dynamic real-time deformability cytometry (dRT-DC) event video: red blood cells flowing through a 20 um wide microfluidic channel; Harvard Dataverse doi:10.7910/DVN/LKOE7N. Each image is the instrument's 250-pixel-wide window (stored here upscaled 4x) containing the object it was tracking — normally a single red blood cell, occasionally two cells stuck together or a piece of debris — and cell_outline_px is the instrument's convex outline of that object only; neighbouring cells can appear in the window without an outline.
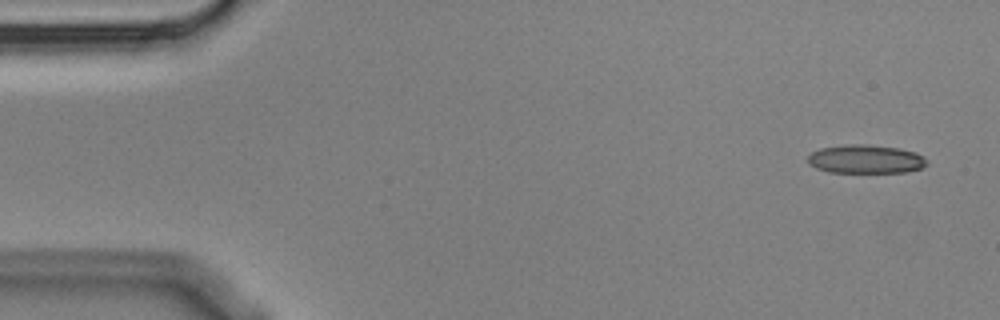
{"species": "Egyptian fruit bat (a non-hibernating species)", "species_latin": "Rousettus aegyptiacus", "temperature_condition": "cold", "stored_images_in_passage": 6, "camera_frame_rate_fps": 3000, "um_per_image_px": 0.085, "animal": {"sex": "male"}, "frame": {"image": 1, "passage_image": 1, "time_ms": 0.0, "image_size_px": [1000, 320], "cell_outline_px": [[928, 164], [920, 168], [908, 172], [828, 172], [816, 168], [808, 160], [808, 156], [812, 152], [820, 148], [844, 144], [864, 144], [900, 148], [916, 152], [924, 156], [928, 160]], "centroid_in_image_um": [73.62, 13.52], "position_along_channel_um": 11.4, "area_um2": 19.94}}
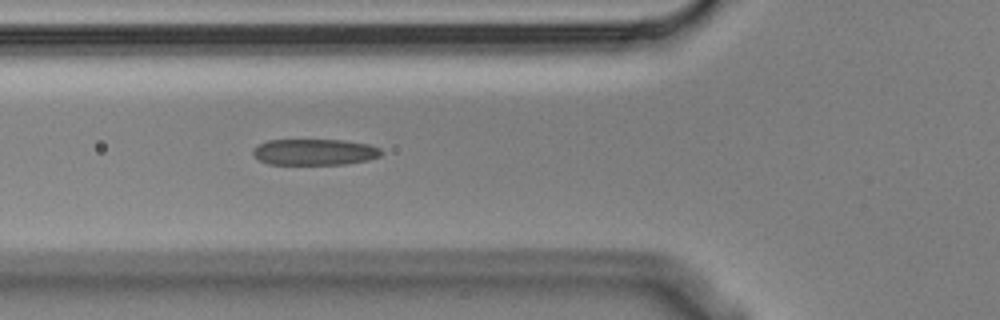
{"frame": {"image": 2, "passage_image": 6, "time_ms": 1.667, "image_size_px": [1000, 320], "cell_outline_px": [[384, 152], [380, 156], [368, 160], [344, 164], [268, 164], [252, 156], [252, 148], [268, 140], [344, 140], [368, 144], [380, 148]], "centroid_in_image_um": [26.73, 12.92], "position_along_channel_um": 99.1, "area_um2": 19.65}}